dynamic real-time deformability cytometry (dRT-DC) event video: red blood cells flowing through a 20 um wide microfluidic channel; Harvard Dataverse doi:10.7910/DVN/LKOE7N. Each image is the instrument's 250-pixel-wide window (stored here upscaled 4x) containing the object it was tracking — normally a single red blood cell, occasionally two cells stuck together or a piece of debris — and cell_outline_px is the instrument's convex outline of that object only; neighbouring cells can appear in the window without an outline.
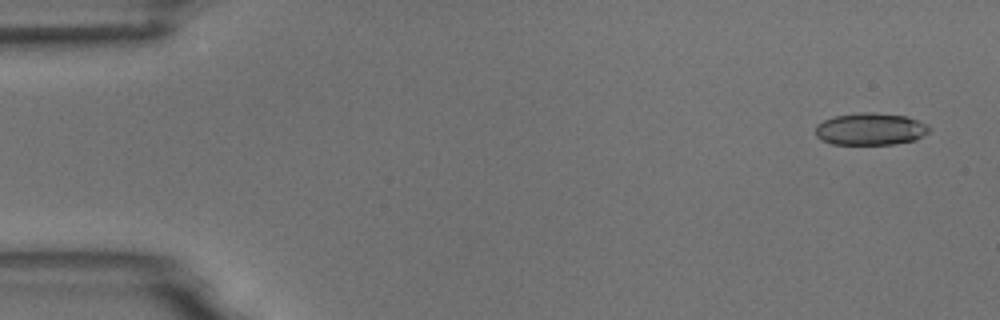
{"species": "common noctule bat (a hibernating species)", "species_latin": "Nyctalus noctula", "temperature_condition": "room temperature", "stored_images_in_passage": 4, "camera_frame_rate_fps": 3000, "um_per_image_px": 0.085, "animal": {"sex": "male", "body_mass_g": 18.8}, "frame": {"image": 1, "passage_image": 1, "time_ms": 0.0, "image_size_px": [1000, 320], "cell_outline_px": [[932, 128], [924, 136], [916, 140], [892, 144], [832, 144], [816, 136], [816, 124], [824, 120], [836, 116], [860, 112], [872, 112], [904, 116], [928, 124]], "centroid_in_image_um": [74.01, 10.97], "position_along_channel_um": 11.0, "area_um2": 21.27}}
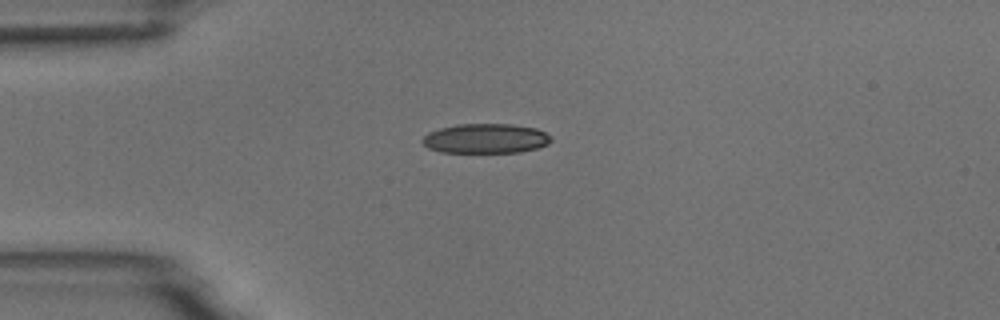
{"frame": {"image": 2, "passage_image": 4, "time_ms": 3.667, "image_size_px": [1000, 320], "cell_outline_px": [[552, 140], [548, 144], [536, 148], [520, 152], [440, 152], [428, 148], [420, 140], [428, 132], [440, 128], [456, 124], [512, 124], [536, 128], [552, 136]], "centroid_in_image_um": [41.27, 11.77], "position_along_channel_um": 43.7, "area_um2": 22.31}}